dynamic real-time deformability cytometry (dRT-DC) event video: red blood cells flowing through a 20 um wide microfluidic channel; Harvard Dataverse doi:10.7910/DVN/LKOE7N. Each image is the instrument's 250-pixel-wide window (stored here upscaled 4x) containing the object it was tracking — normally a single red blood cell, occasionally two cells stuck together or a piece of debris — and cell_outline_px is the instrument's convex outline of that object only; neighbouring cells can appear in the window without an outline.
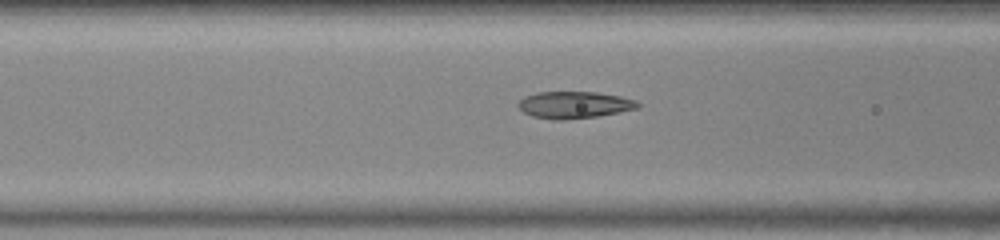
{"species": "common noctule bat (a hibernating species)", "species_latin": "Nyctalus noctula", "temperature_condition": "warm", "stored_images_in_passage": 37, "camera_frame_rate_fps": 3000, "um_per_image_px": 0.085, "animal": {"sex": "female", "body_mass_g": 23.0, "forearm_length_mm": 53.4}, "frame": {"image": 1, "passage_image": 16, "time_ms": 5.0, "image_size_px": [1000, 240], "cell_outline_px": [[640, 108], [596, 116], [560, 120], [556, 120], [532, 116], [524, 112], [516, 104], [524, 96], [536, 92], [596, 92], [620, 96], [636, 100], [640, 104]], "centroid_in_image_um": [48.8, 8.9], "position_along_channel_um": 117.8, "area_um2": 18.67}}
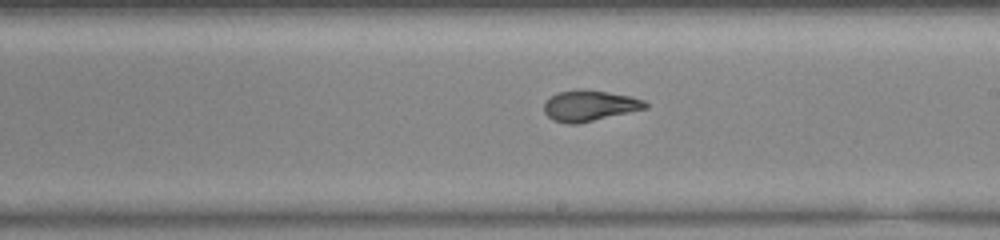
{"frame": {"image": 2, "passage_image": 25, "time_ms": 8.0, "image_size_px": [1000, 240], "cell_outline_px": [[648, 108], [576, 124], [568, 124], [552, 120], [544, 112], [544, 104], [556, 92], [580, 88], [584, 88], [632, 96], [644, 100], [648, 104]], "centroid_in_image_um": [50.11, 8.97], "position_along_channel_um": 238.9, "area_um2": 18.32}}
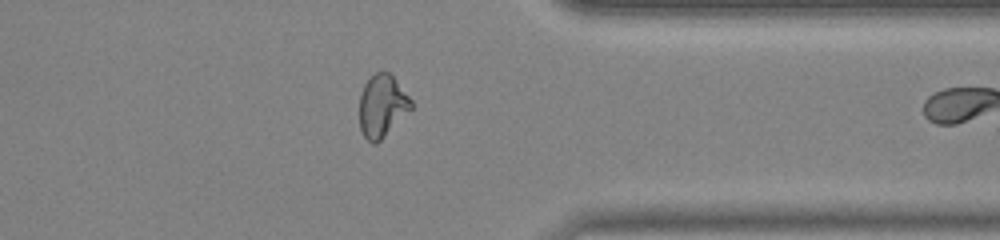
{"frame": {"image": 3, "passage_image": 36, "time_ms": 11.667, "image_size_px": [1000, 240], "cell_outline_px": [[412, 108], [376, 144], [372, 144], [364, 136], [360, 128], [360, 96], [364, 84], [376, 72], [388, 72], [396, 80], [412, 100]], "centroid_in_image_um": [32.47, 9.01], "position_along_channel_um": 378.9, "area_um2": 18.44}}